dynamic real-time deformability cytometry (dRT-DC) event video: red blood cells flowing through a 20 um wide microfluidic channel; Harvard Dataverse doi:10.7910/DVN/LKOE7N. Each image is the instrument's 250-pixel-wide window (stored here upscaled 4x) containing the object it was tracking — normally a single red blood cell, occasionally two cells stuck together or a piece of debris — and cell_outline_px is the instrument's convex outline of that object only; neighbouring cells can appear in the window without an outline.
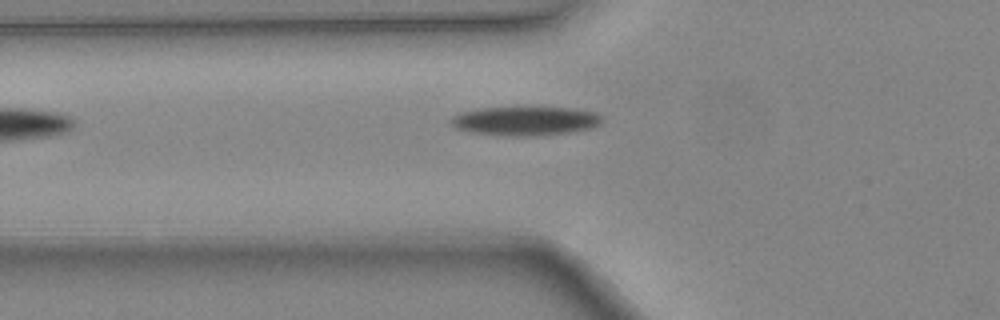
{"species": "common noctule bat (a hibernating species)", "species_latin": "Nyctalus noctula", "temperature_condition": "warm", "stored_images_in_passage": 6, "camera_frame_rate_fps": 3000, "um_per_image_px": 0.085, "animal": {"sex": "female", "body_mass_g": 24.6, "forearm_length_mm": 56.2}, "frame": {"image": 1, "passage_image": 6, "time_ms": 1.667, "image_size_px": [1000, 320], "cell_outline_px": [[604, 120], [600, 124], [592, 128], [572, 132], [544, 136], [512, 136], [468, 132], [456, 128], [452, 124], [452, 116], [460, 112], [480, 108], [524, 104], [528, 104], [572, 108], [596, 112], [604, 116]], "centroid_in_image_um": [44.72, 10.23], "position_along_channel_um": 81.1, "area_um2": 27.11}}